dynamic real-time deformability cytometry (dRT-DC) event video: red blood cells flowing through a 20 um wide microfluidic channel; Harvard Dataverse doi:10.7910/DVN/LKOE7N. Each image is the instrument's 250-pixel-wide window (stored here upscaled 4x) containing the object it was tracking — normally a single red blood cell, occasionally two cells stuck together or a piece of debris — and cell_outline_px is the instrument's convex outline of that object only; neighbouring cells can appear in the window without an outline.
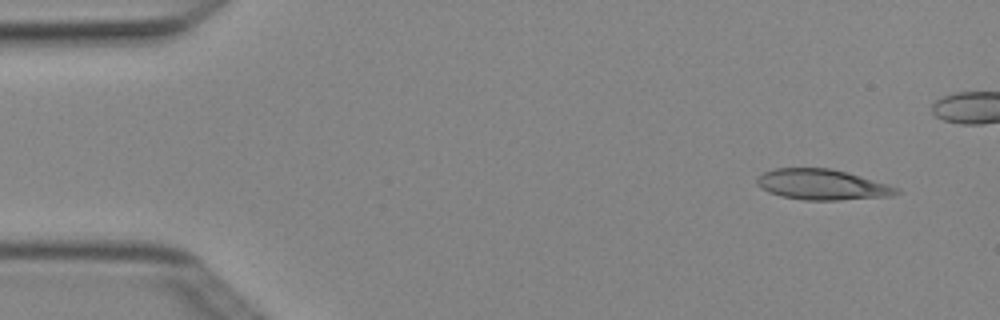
{"species": "Egyptian fruit bat (a non-hibernating species)", "species_latin": "Rousettus aegyptiacus", "temperature_condition": "cold", "stored_images_in_passage": 8, "camera_frame_rate_fps": 3000, "um_per_image_px": 0.085, "animal": {"sex": "female"}, "frame": {"image": 1, "passage_image": 1, "time_ms": 0.0, "image_size_px": [1000, 320], "cell_outline_px": [[900, 192], [892, 196], [840, 200], [804, 200], [780, 196], [768, 192], [756, 184], [756, 176], [764, 172], [776, 168], [832, 168], [848, 172], [888, 184], [900, 188]], "centroid_in_image_um": [69.88, 15.69], "position_along_channel_um": 15.1, "area_um2": 25.09}}
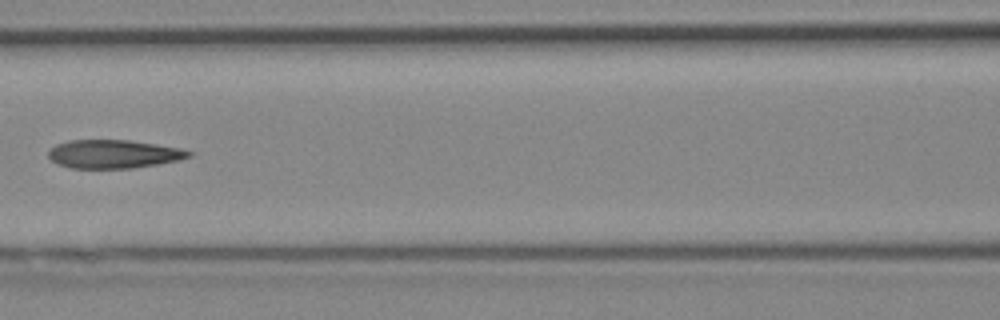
{"frame": {"image": 2, "passage_image": 6, "time_ms": 1.667, "image_size_px": [1000, 320], "cell_outline_px": [[192, 156], [180, 160], [132, 168], [72, 168], [56, 164], [48, 156], [48, 152], [56, 144], [68, 140], [128, 140], [156, 144], [180, 148], [192, 152]], "centroid_in_image_um": [9.65, 13.09], "position_along_channel_um": 157.0, "area_um2": 23.24}}
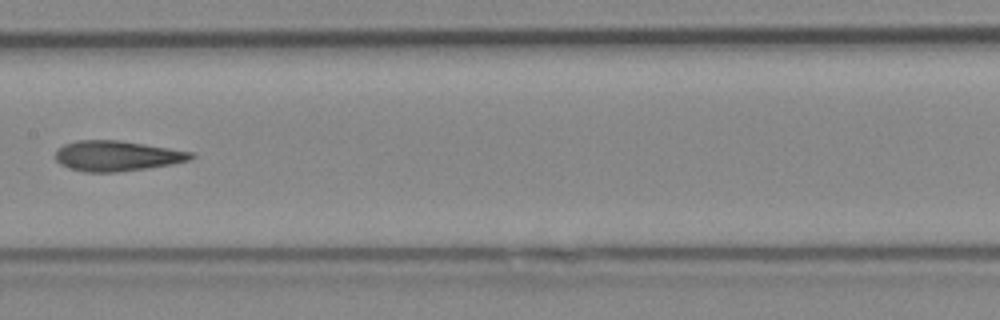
{"frame": {"image": 3, "passage_image": 7, "time_ms": 2.0, "image_size_px": [1000, 320], "cell_outline_px": [[196, 156], [188, 160], [172, 164], [148, 168], [116, 172], [84, 172], [68, 168], [60, 164], [56, 160], [56, 152], [64, 144], [76, 140], [120, 140], [192, 152]], "centroid_in_image_um": [9.92, 13.25], "position_along_channel_um": 197.5, "area_um2": 23.87}}